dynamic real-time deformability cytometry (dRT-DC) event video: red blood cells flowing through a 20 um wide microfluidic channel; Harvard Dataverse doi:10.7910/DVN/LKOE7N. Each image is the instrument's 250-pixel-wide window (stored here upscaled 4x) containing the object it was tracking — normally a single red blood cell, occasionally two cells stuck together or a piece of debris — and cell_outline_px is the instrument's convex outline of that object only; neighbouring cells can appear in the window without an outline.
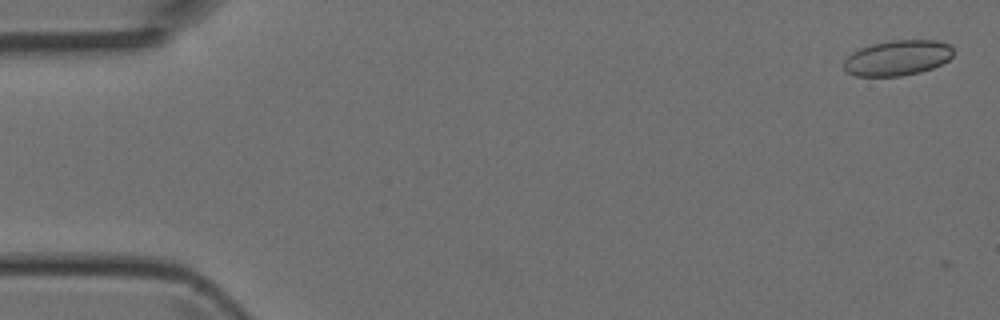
{"species": "Egyptian fruit bat (a non-hibernating species)", "species_latin": "Rousettus aegyptiacus", "temperature_condition": "room temperature", "stored_images_in_passage": 5, "camera_frame_rate_fps": 3000, "um_per_image_px": 0.085, "animal": {"sex": "female"}, "frame": {"image": 1, "passage_image": 1, "time_ms": 0.0, "image_size_px": [1000, 320], "cell_outline_px": [[952, 56], [948, 60], [932, 68], [920, 72], [900, 76], [856, 76], [848, 72], [844, 68], [844, 60], [852, 52], [860, 48], [872, 44], [892, 40], [940, 40], [948, 44], [952, 48]], "centroid_in_image_um": [76.28, 4.91], "position_along_channel_um": 8.7, "area_um2": 22.48}}
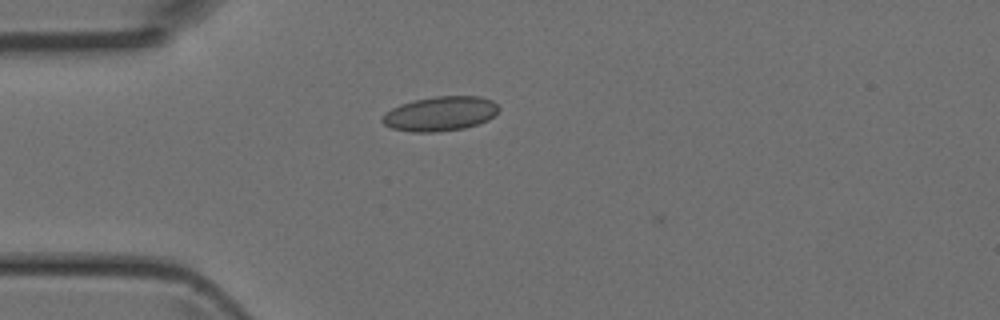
{"frame": {"image": 2, "passage_image": 4, "time_ms": 1.0, "image_size_px": [1000, 320], "cell_outline_px": [[500, 108], [488, 120], [464, 128], [436, 132], [412, 132], [392, 128], [384, 124], [380, 120], [392, 108], [400, 104], [412, 100], [436, 96], [480, 96], [492, 100]], "centroid_in_image_um": [37.42, 9.66], "position_along_channel_um": 47.6, "area_um2": 23.29}}
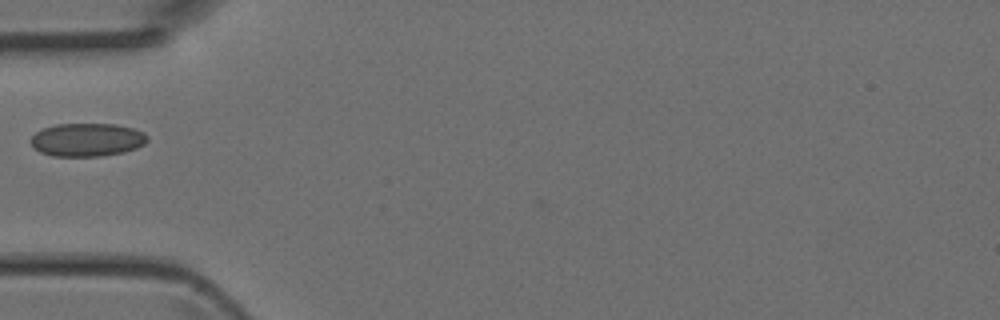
{"frame": {"image": 3, "passage_image": 5, "time_ms": 1.333, "image_size_px": [1000, 320], "cell_outline_px": [[148, 140], [144, 144], [136, 148], [124, 152], [100, 156], [52, 156], [40, 152], [32, 144], [32, 136], [36, 132], [44, 128], [56, 124], [116, 124], [132, 128], [144, 132], [148, 136]], "centroid_in_image_um": [7.43, 11.88], "position_along_channel_um": 77.6, "area_um2": 22.48}}